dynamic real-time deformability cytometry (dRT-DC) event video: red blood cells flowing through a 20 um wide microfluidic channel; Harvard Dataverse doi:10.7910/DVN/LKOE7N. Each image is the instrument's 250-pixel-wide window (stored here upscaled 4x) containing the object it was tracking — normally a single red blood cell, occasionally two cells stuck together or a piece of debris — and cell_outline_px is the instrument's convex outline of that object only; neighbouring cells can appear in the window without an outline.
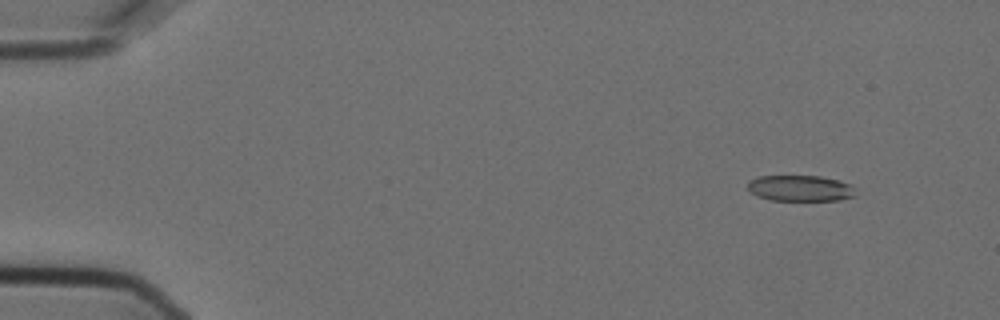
{"species": "Egyptian fruit bat (a non-hibernating species)", "species_latin": "Rousettus aegyptiacus", "temperature_condition": "cold", "stored_images_in_passage": 6, "camera_frame_rate_fps": 3000, "um_per_image_px": 0.085, "animal": {"sex": "female"}, "frame": {"image": 1, "passage_image": 2, "time_ms": 0.333, "image_size_px": [1000, 320], "cell_outline_px": [[856, 196], [840, 200], [772, 200], [756, 196], [748, 188], [748, 180], [760, 176], [820, 176], [852, 184]], "centroid_in_image_um": [68.03, 16.0], "position_along_channel_um": 17.0, "area_um2": 16.3}}
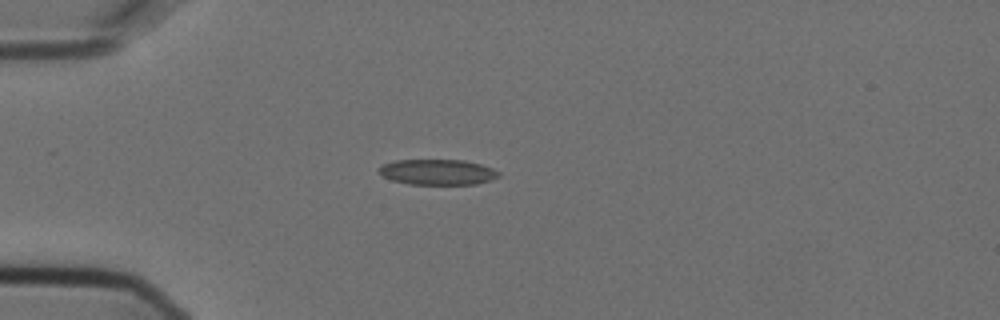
{"frame": {"image": 2, "passage_image": 5, "time_ms": 1.333, "image_size_px": [1000, 320], "cell_outline_px": [[500, 176], [476, 184], [408, 184], [392, 180], [384, 176], [376, 168], [384, 164], [396, 160], [464, 160], [480, 164], [492, 168], [500, 172]], "centroid_in_image_um": [37.19, 14.62], "position_along_channel_um": 47.8, "area_um2": 17.69}}